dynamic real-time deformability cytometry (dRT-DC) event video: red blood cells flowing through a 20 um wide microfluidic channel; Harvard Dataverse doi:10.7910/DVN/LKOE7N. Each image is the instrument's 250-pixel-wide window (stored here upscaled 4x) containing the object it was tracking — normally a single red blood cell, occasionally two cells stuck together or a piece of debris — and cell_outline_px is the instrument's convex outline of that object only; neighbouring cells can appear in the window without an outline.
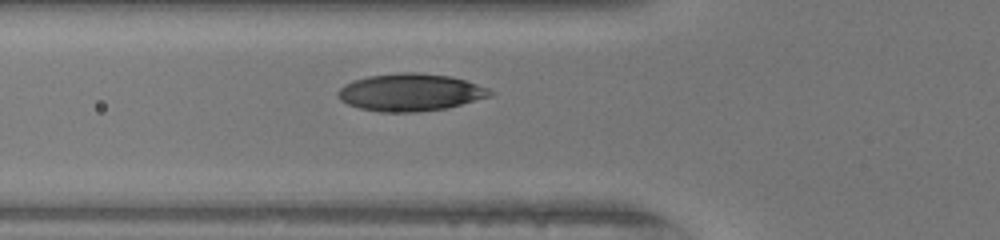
{"species": "human", "species_latin": "Homo sapiens", "temperature_condition": "warm", "stored_images_in_passage": 27, "camera_frame_rate_fps": 3000, "um_per_image_px": 0.085, "donor": {"sex": "female"}, "frame": {"image": 1, "passage_image": 3, "time_ms": 0.667, "image_size_px": [1000, 240], "cell_outline_px": [[496, 92], [492, 96], [448, 108], [416, 112], [380, 112], [360, 108], [348, 104], [340, 100], [336, 96], [336, 92], [344, 84], [352, 80], [368, 76], [400, 72], [416, 72], [452, 76], [488, 88]], "centroid_in_image_um": [34.88, 7.85], "position_along_channel_um": 90.9, "area_um2": 33.47}}
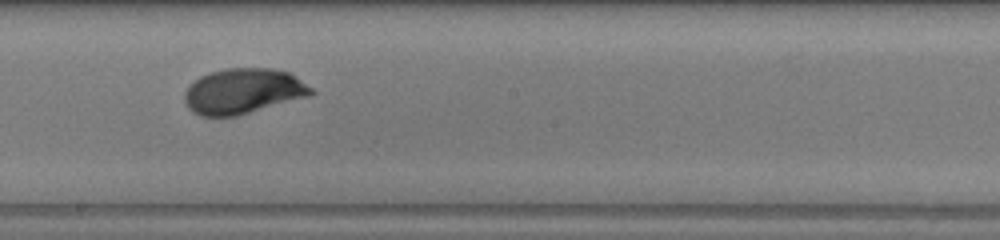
{"frame": {"image": 2, "passage_image": 13, "time_ms": 4.0, "image_size_px": [1000, 240], "cell_outline_px": [[316, 92], [312, 96], [236, 116], [200, 116], [192, 112], [188, 108], [184, 100], [184, 92], [188, 84], [200, 76], [208, 72], [224, 68], [272, 68], [288, 72], [296, 76], [312, 88]], "centroid_in_image_um": [20.66, 7.75], "position_along_channel_um": 227.5, "area_um2": 33.99}}
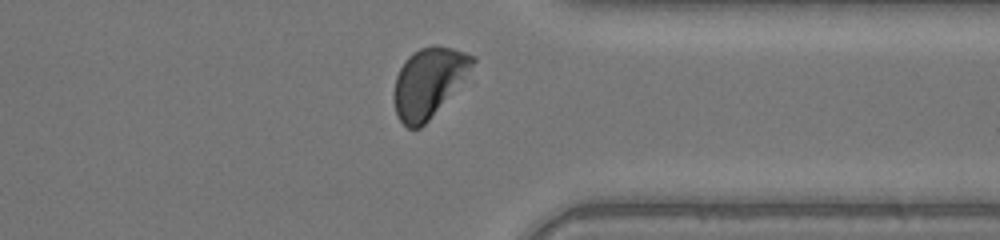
{"frame": {"image": 3, "passage_image": 24, "time_ms": 7.667, "image_size_px": [1000, 240], "cell_outline_px": [[476, 60], [464, 80], [428, 120], [420, 128], [408, 128], [400, 120], [396, 112], [396, 76], [404, 60], [412, 52], [420, 48], [432, 44], [436, 44], [452, 48], [476, 56]], "centroid_in_image_um": [36.47, 6.95], "position_along_channel_um": 374.9, "area_um2": 31.21}, "authors_computed_cell_mechanics": {"area_um2": 32.7148, "velocity_mm_per_s": 4.1099, "shape_relaxation_time_tau1_ms": 2.7735, "shape_relaxation_time_tau2_ms": null, "deformation_change_tau1": 0.1524, "deformation_change_tau2": null}}